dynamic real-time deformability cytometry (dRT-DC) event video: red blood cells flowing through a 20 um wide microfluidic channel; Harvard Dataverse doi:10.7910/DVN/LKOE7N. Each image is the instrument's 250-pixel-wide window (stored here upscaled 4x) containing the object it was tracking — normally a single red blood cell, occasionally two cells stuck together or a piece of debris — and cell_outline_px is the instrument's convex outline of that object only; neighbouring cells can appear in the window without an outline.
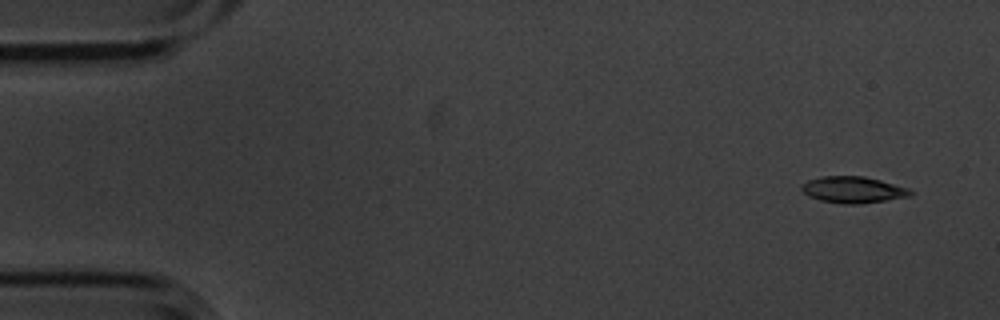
{"species": "common noctule bat (a hibernating species)", "species_latin": "Nyctalus noctula", "temperature_condition": "cold", "stored_images_in_passage": 10, "camera_frame_rate_fps": 3000, "um_per_image_px": 0.085, "animal": {"sex": "male", "body_mass_g": 20.1, "forearm_length_mm": 53.5}, "frame": {"image": 1, "passage_image": 1, "time_ms": 0.0, "image_size_px": [1000, 320], "cell_outline_px": [[916, 192], [912, 196], [856, 204], [844, 204], [820, 200], [808, 196], [800, 188], [800, 184], [808, 180], [820, 176], [864, 176], [880, 180], [908, 188]], "centroid_in_image_um": [72.5, 16.12], "position_along_channel_um": 12.5, "area_um2": 16.82}}
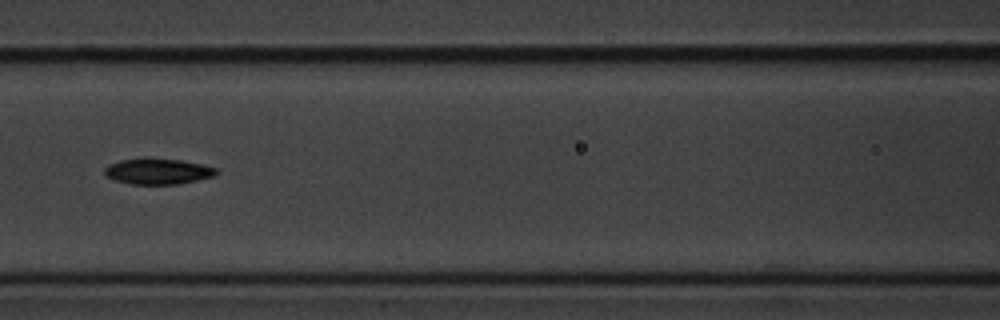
{"frame": {"image": 2, "passage_image": 6, "time_ms": 1.667, "image_size_px": [1000, 320], "cell_outline_px": [[220, 172], [216, 176], [176, 184], [132, 184], [116, 180], [104, 176], [104, 168], [108, 164], [120, 160], [144, 156], [180, 160], [200, 164], [216, 168]], "centroid_in_image_um": [13.38, 14.54], "position_along_channel_um": 153.2, "area_um2": 17.17}}
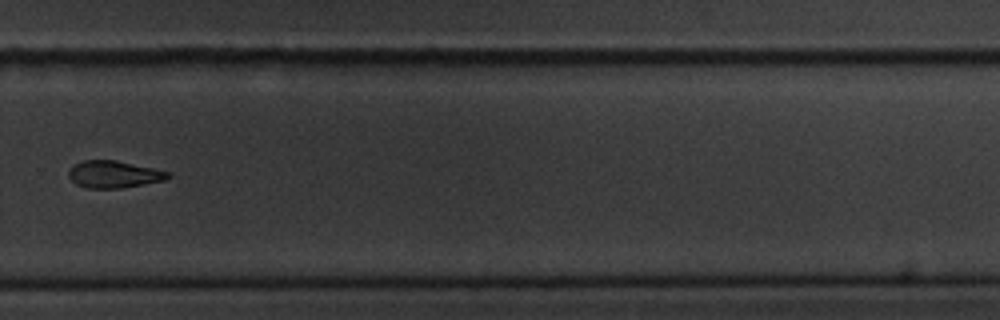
{"frame": {"image": 3, "passage_image": 10, "time_ms": 3.0, "image_size_px": [1000, 320], "cell_outline_px": [[172, 176], [164, 180], [120, 188], [88, 188], [76, 184], [68, 176], [68, 172], [76, 164], [84, 160], [116, 160], [152, 168], [168, 172]], "centroid_in_image_um": [9.67, 14.82], "position_along_channel_um": 320.1, "area_um2": 15.37}}